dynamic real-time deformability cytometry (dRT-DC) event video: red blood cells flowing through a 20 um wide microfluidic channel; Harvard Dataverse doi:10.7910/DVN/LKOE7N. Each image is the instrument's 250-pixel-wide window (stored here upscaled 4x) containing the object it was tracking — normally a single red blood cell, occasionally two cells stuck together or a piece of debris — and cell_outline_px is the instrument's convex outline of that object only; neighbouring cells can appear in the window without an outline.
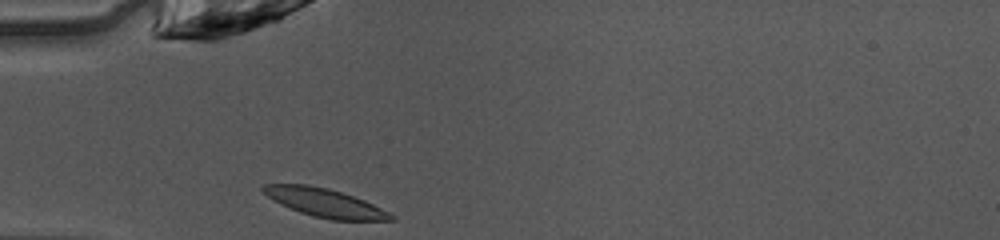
{"species": "common noctule bat (a hibernating species)", "species_latin": "Nyctalus noctula", "temperature_condition": "warm", "stored_images_in_passage": 33, "camera_frame_rate_fps": 3000, "um_per_image_px": 0.085, "animal": {"sex": "female", "body_mass_g": 10.0, "forearm_length_mm": 53.1}, "frame": {"image": 1, "passage_image": 1, "time_ms": 0.0, "image_size_px": [1000, 240], "cell_outline_px": [[396, 220], [332, 220], [312, 216], [300, 212], [280, 204], [268, 196], [260, 188], [264, 184], [308, 184], [328, 188], [364, 200], [396, 216]], "centroid_in_image_um": [27.6, 17.23], "position_along_channel_um": 57.4, "area_um2": 20.98}}
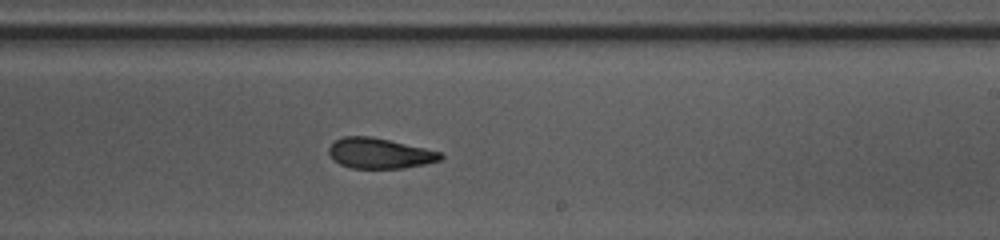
{"frame": {"image": 2, "passage_image": 16, "time_ms": 5.0, "image_size_px": [1000, 240], "cell_outline_px": [[444, 156], [440, 160], [424, 164], [404, 168], [352, 168], [340, 164], [328, 152], [328, 148], [336, 140], [344, 136], [372, 136], [424, 148], [440, 152]], "centroid_in_image_um": [32.27, 13.03], "position_along_channel_um": 256.7, "area_um2": 19.54}}
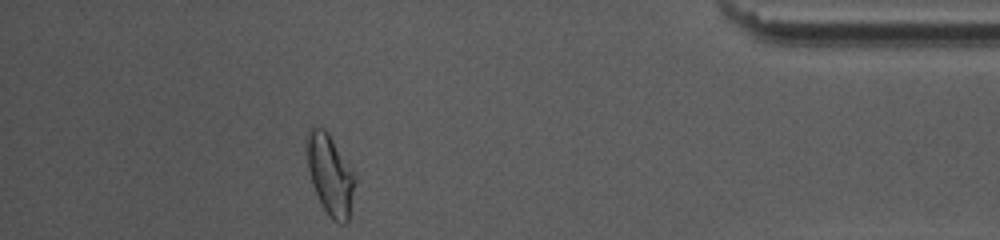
{"frame": {"image": 3, "passage_image": 30, "time_ms": 9.667, "image_size_px": [1000, 240], "cell_outline_px": [[356, 180], [348, 220], [344, 224], [340, 224], [332, 220], [328, 216], [312, 184], [308, 168], [304, 144], [304, 140], [308, 132], [312, 128], [324, 128], [328, 132], [356, 176]], "centroid_in_image_um": [28.04, 14.83], "position_along_channel_um": 407.2, "area_um2": 22.6}, "authors_computed_cell_mechanics": {"area_um2": 20.519, "velocity_mm_per_s": 4.0972, "shape_relaxation_time_tau1_ms": 4.9333, "shape_relaxation_time_tau2_ms": 3.1708, "deformation_change_tau1": 0.185, "deformation_change_tau2": 0.0644}}